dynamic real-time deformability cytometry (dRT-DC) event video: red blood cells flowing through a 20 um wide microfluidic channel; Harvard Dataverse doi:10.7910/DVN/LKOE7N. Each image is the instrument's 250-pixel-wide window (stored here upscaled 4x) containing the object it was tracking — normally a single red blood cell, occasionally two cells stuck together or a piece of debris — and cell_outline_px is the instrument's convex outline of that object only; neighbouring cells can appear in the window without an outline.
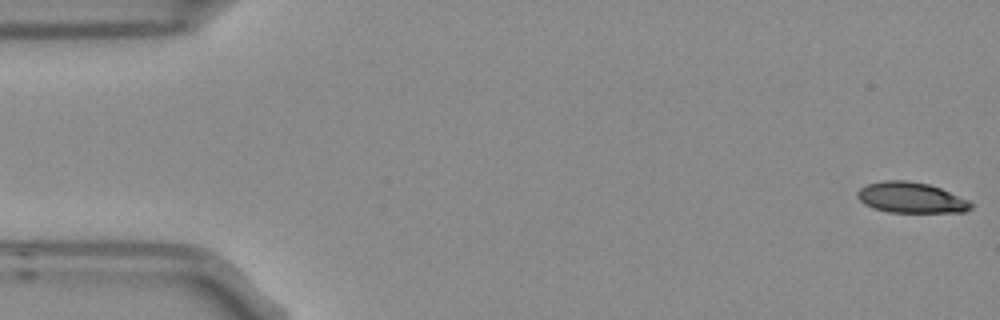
{"species": "Egyptian fruit bat (a non-hibernating species)", "species_latin": "Rousettus aegyptiacus", "temperature_condition": "room temperature", "stored_images_in_passage": 5, "camera_frame_rate_fps": 3000, "um_per_image_px": 0.085, "frame": {"image": 1, "passage_image": 1, "time_ms": 0.0, "image_size_px": [1000, 320], "cell_outline_px": [[972, 208], [964, 212], [888, 212], [872, 208], [864, 204], [856, 196], [856, 192], [860, 188], [868, 184], [884, 180], [904, 180], [928, 184], [940, 188], [968, 200], [972, 204]], "centroid_in_image_um": [77.4, 16.8], "position_along_channel_um": 7.6, "area_um2": 20.23}}
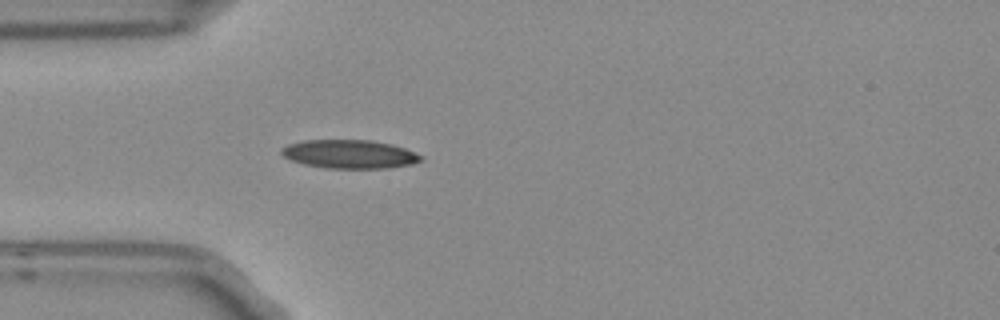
{"frame": {"image": 2, "passage_image": 5, "time_ms": 1.333, "image_size_px": [1000, 320], "cell_outline_px": [[424, 160], [412, 164], [388, 168], [324, 168], [304, 164], [292, 160], [284, 156], [280, 152], [280, 148], [288, 144], [304, 140], [372, 140], [392, 144], [404, 148], [424, 156]], "centroid_in_image_um": [29.73, 13.1], "position_along_channel_um": 55.3, "area_um2": 23.35}}